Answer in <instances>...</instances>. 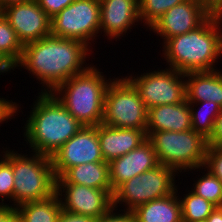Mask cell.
Returning a JSON list of instances; mask_svg holds the SVG:
<instances>
[{
    "mask_svg": "<svg viewBox=\"0 0 222 222\" xmlns=\"http://www.w3.org/2000/svg\"><path fill=\"white\" fill-rule=\"evenodd\" d=\"M91 52L92 49L83 42L50 34L24 45L14 69L30 71L28 73L33 78L41 81V92L51 93L58 85L91 66L86 63Z\"/></svg>",
    "mask_w": 222,
    "mask_h": 222,
    "instance_id": "obj_1",
    "label": "cell"
},
{
    "mask_svg": "<svg viewBox=\"0 0 222 222\" xmlns=\"http://www.w3.org/2000/svg\"><path fill=\"white\" fill-rule=\"evenodd\" d=\"M222 18L208 17L196 29L166 40L162 56L181 73L216 70L222 55ZM220 57V58H219Z\"/></svg>",
    "mask_w": 222,
    "mask_h": 222,
    "instance_id": "obj_2",
    "label": "cell"
},
{
    "mask_svg": "<svg viewBox=\"0 0 222 222\" xmlns=\"http://www.w3.org/2000/svg\"><path fill=\"white\" fill-rule=\"evenodd\" d=\"M24 124V139L31 152L52 157L83 125L52 93L39 92Z\"/></svg>",
    "mask_w": 222,
    "mask_h": 222,
    "instance_id": "obj_3",
    "label": "cell"
},
{
    "mask_svg": "<svg viewBox=\"0 0 222 222\" xmlns=\"http://www.w3.org/2000/svg\"><path fill=\"white\" fill-rule=\"evenodd\" d=\"M93 64L83 73L58 85L51 93L83 126H98L103 121L104 102L112 78L107 80Z\"/></svg>",
    "mask_w": 222,
    "mask_h": 222,
    "instance_id": "obj_4",
    "label": "cell"
},
{
    "mask_svg": "<svg viewBox=\"0 0 222 222\" xmlns=\"http://www.w3.org/2000/svg\"><path fill=\"white\" fill-rule=\"evenodd\" d=\"M14 175L13 203L18 207L26 202L42 201L52 197L56 190V177L51 157L32 152L30 155L12 150Z\"/></svg>",
    "mask_w": 222,
    "mask_h": 222,
    "instance_id": "obj_5",
    "label": "cell"
},
{
    "mask_svg": "<svg viewBox=\"0 0 222 222\" xmlns=\"http://www.w3.org/2000/svg\"><path fill=\"white\" fill-rule=\"evenodd\" d=\"M146 134L153 145L159 164L172 168L178 174L183 170L200 171L204 166L207 139L194 130L157 131Z\"/></svg>",
    "mask_w": 222,
    "mask_h": 222,
    "instance_id": "obj_6",
    "label": "cell"
},
{
    "mask_svg": "<svg viewBox=\"0 0 222 222\" xmlns=\"http://www.w3.org/2000/svg\"><path fill=\"white\" fill-rule=\"evenodd\" d=\"M148 110L134 86L124 77L113 78L104 102L102 124L115 128L146 129Z\"/></svg>",
    "mask_w": 222,
    "mask_h": 222,
    "instance_id": "obj_7",
    "label": "cell"
},
{
    "mask_svg": "<svg viewBox=\"0 0 222 222\" xmlns=\"http://www.w3.org/2000/svg\"><path fill=\"white\" fill-rule=\"evenodd\" d=\"M177 174L172 168L159 164L134 176L114 192L113 207L126 206L123 211H133L141 204L172 194L176 190Z\"/></svg>",
    "mask_w": 222,
    "mask_h": 222,
    "instance_id": "obj_8",
    "label": "cell"
},
{
    "mask_svg": "<svg viewBox=\"0 0 222 222\" xmlns=\"http://www.w3.org/2000/svg\"><path fill=\"white\" fill-rule=\"evenodd\" d=\"M51 34L86 44L100 33V0H75L51 18Z\"/></svg>",
    "mask_w": 222,
    "mask_h": 222,
    "instance_id": "obj_9",
    "label": "cell"
},
{
    "mask_svg": "<svg viewBox=\"0 0 222 222\" xmlns=\"http://www.w3.org/2000/svg\"><path fill=\"white\" fill-rule=\"evenodd\" d=\"M139 75V76H138ZM125 78L137 90L148 109L154 106L178 104L186 100L185 74L166 67L143 74H128Z\"/></svg>",
    "mask_w": 222,
    "mask_h": 222,
    "instance_id": "obj_10",
    "label": "cell"
},
{
    "mask_svg": "<svg viewBox=\"0 0 222 222\" xmlns=\"http://www.w3.org/2000/svg\"><path fill=\"white\" fill-rule=\"evenodd\" d=\"M51 161L56 178L73 166L104 161L98 126H83L53 154Z\"/></svg>",
    "mask_w": 222,
    "mask_h": 222,
    "instance_id": "obj_11",
    "label": "cell"
},
{
    "mask_svg": "<svg viewBox=\"0 0 222 222\" xmlns=\"http://www.w3.org/2000/svg\"><path fill=\"white\" fill-rule=\"evenodd\" d=\"M55 193L62 209L70 213L98 219L113 207L112 190L91 188L75 183H56Z\"/></svg>",
    "mask_w": 222,
    "mask_h": 222,
    "instance_id": "obj_12",
    "label": "cell"
},
{
    "mask_svg": "<svg viewBox=\"0 0 222 222\" xmlns=\"http://www.w3.org/2000/svg\"><path fill=\"white\" fill-rule=\"evenodd\" d=\"M1 13L23 46L51 34V18L36 0L7 6Z\"/></svg>",
    "mask_w": 222,
    "mask_h": 222,
    "instance_id": "obj_13",
    "label": "cell"
},
{
    "mask_svg": "<svg viewBox=\"0 0 222 222\" xmlns=\"http://www.w3.org/2000/svg\"><path fill=\"white\" fill-rule=\"evenodd\" d=\"M208 17L197 0H186L166 11L149 30L160 36L164 43L176 35L196 29Z\"/></svg>",
    "mask_w": 222,
    "mask_h": 222,
    "instance_id": "obj_14",
    "label": "cell"
},
{
    "mask_svg": "<svg viewBox=\"0 0 222 222\" xmlns=\"http://www.w3.org/2000/svg\"><path fill=\"white\" fill-rule=\"evenodd\" d=\"M139 21L138 0H100V35L108 40L117 41Z\"/></svg>",
    "mask_w": 222,
    "mask_h": 222,
    "instance_id": "obj_15",
    "label": "cell"
},
{
    "mask_svg": "<svg viewBox=\"0 0 222 222\" xmlns=\"http://www.w3.org/2000/svg\"><path fill=\"white\" fill-rule=\"evenodd\" d=\"M151 141L147 138L137 148L109 163L110 183L114 192L126 181L158 166Z\"/></svg>",
    "mask_w": 222,
    "mask_h": 222,
    "instance_id": "obj_16",
    "label": "cell"
},
{
    "mask_svg": "<svg viewBox=\"0 0 222 222\" xmlns=\"http://www.w3.org/2000/svg\"><path fill=\"white\" fill-rule=\"evenodd\" d=\"M98 138L104 161L110 163L137 148L147 139V134L146 129L115 128L101 123Z\"/></svg>",
    "mask_w": 222,
    "mask_h": 222,
    "instance_id": "obj_17",
    "label": "cell"
},
{
    "mask_svg": "<svg viewBox=\"0 0 222 222\" xmlns=\"http://www.w3.org/2000/svg\"><path fill=\"white\" fill-rule=\"evenodd\" d=\"M191 129V111L186 100L178 104L154 106L148 109L146 132H182Z\"/></svg>",
    "mask_w": 222,
    "mask_h": 222,
    "instance_id": "obj_18",
    "label": "cell"
},
{
    "mask_svg": "<svg viewBox=\"0 0 222 222\" xmlns=\"http://www.w3.org/2000/svg\"><path fill=\"white\" fill-rule=\"evenodd\" d=\"M185 93L188 103L213 101L222 108V71L186 73Z\"/></svg>",
    "mask_w": 222,
    "mask_h": 222,
    "instance_id": "obj_19",
    "label": "cell"
},
{
    "mask_svg": "<svg viewBox=\"0 0 222 222\" xmlns=\"http://www.w3.org/2000/svg\"><path fill=\"white\" fill-rule=\"evenodd\" d=\"M177 187L168 196L137 206L132 211L135 222H183Z\"/></svg>",
    "mask_w": 222,
    "mask_h": 222,
    "instance_id": "obj_20",
    "label": "cell"
},
{
    "mask_svg": "<svg viewBox=\"0 0 222 222\" xmlns=\"http://www.w3.org/2000/svg\"><path fill=\"white\" fill-rule=\"evenodd\" d=\"M56 183H75L91 188L112 190L109 163L102 161L73 166L56 178Z\"/></svg>",
    "mask_w": 222,
    "mask_h": 222,
    "instance_id": "obj_21",
    "label": "cell"
},
{
    "mask_svg": "<svg viewBox=\"0 0 222 222\" xmlns=\"http://www.w3.org/2000/svg\"><path fill=\"white\" fill-rule=\"evenodd\" d=\"M21 222H57L62 211L56 194L52 197L34 202H26L16 207Z\"/></svg>",
    "mask_w": 222,
    "mask_h": 222,
    "instance_id": "obj_22",
    "label": "cell"
},
{
    "mask_svg": "<svg viewBox=\"0 0 222 222\" xmlns=\"http://www.w3.org/2000/svg\"><path fill=\"white\" fill-rule=\"evenodd\" d=\"M188 104L191 111L192 130L202 135L205 139H208L212 133L214 122L221 110V107L213 101ZM198 105L200 107L196 110Z\"/></svg>",
    "mask_w": 222,
    "mask_h": 222,
    "instance_id": "obj_23",
    "label": "cell"
},
{
    "mask_svg": "<svg viewBox=\"0 0 222 222\" xmlns=\"http://www.w3.org/2000/svg\"><path fill=\"white\" fill-rule=\"evenodd\" d=\"M178 198L181 204L183 222H199L207 220L208 216L214 211L216 206L203 197L188 190L183 197H180L177 190Z\"/></svg>",
    "mask_w": 222,
    "mask_h": 222,
    "instance_id": "obj_24",
    "label": "cell"
},
{
    "mask_svg": "<svg viewBox=\"0 0 222 222\" xmlns=\"http://www.w3.org/2000/svg\"><path fill=\"white\" fill-rule=\"evenodd\" d=\"M23 45L19 41L15 30L10 26L7 19L0 14V55L3 56L13 67L19 62Z\"/></svg>",
    "mask_w": 222,
    "mask_h": 222,
    "instance_id": "obj_25",
    "label": "cell"
},
{
    "mask_svg": "<svg viewBox=\"0 0 222 222\" xmlns=\"http://www.w3.org/2000/svg\"><path fill=\"white\" fill-rule=\"evenodd\" d=\"M203 169L206 173L203 172L202 178H197L190 189L216 207H222V182L204 166Z\"/></svg>",
    "mask_w": 222,
    "mask_h": 222,
    "instance_id": "obj_26",
    "label": "cell"
},
{
    "mask_svg": "<svg viewBox=\"0 0 222 222\" xmlns=\"http://www.w3.org/2000/svg\"><path fill=\"white\" fill-rule=\"evenodd\" d=\"M186 0H138L139 18L147 29L166 11Z\"/></svg>",
    "mask_w": 222,
    "mask_h": 222,
    "instance_id": "obj_27",
    "label": "cell"
},
{
    "mask_svg": "<svg viewBox=\"0 0 222 222\" xmlns=\"http://www.w3.org/2000/svg\"><path fill=\"white\" fill-rule=\"evenodd\" d=\"M3 149L5 150V158L0 162V201H2L0 202V205L2 206L7 205V203H4V199H8L10 201L9 203H12L14 195L12 150H10L9 147Z\"/></svg>",
    "mask_w": 222,
    "mask_h": 222,
    "instance_id": "obj_28",
    "label": "cell"
},
{
    "mask_svg": "<svg viewBox=\"0 0 222 222\" xmlns=\"http://www.w3.org/2000/svg\"><path fill=\"white\" fill-rule=\"evenodd\" d=\"M204 167L222 182V148L208 146Z\"/></svg>",
    "mask_w": 222,
    "mask_h": 222,
    "instance_id": "obj_29",
    "label": "cell"
},
{
    "mask_svg": "<svg viewBox=\"0 0 222 222\" xmlns=\"http://www.w3.org/2000/svg\"><path fill=\"white\" fill-rule=\"evenodd\" d=\"M112 207L105 215L96 219V222H135V217L132 211ZM116 211V212H115ZM122 212V213H121Z\"/></svg>",
    "mask_w": 222,
    "mask_h": 222,
    "instance_id": "obj_30",
    "label": "cell"
},
{
    "mask_svg": "<svg viewBox=\"0 0 222 222\" xmlns=\"http://www.w3.org/2000/svg\"><path fill=\"white\" fill-rule=\"evenodd\" d=\"M44 12L52 18L75 0H36Z\"/></svg>",
    "mask_w": 222,
    "mask_h": 222,
    "instance_id": "obj_31",
    "label": "cell"
},
{
    "mask_svg": "<svg viewBox=\"0 0 222 222\" xmlns=\"http://www.w3.org/2000/svg\"><path fill=\"white\" fill-rule=\"evenodd\" d=\"M19 104L16 102H13L12 100H8L3 98H0V123H4V121L8 122L7 120H10L15 118L13 117L15 114H17L19 110Z\"/></svg>",
    "mask_w": 222,
    "mask_h": 222,
    "instance_id": "obj_32",
    "label": "cell"
},
{
    "mask_svg": "<svg viewBox=\"0 0 222 222\" xmlns=\"http://www.w3.org/2000/svg\"><path fill=\"white\" fill-rule=\"evenodd\" d=\"M209 17L222 18V0H197Z\"/></svg>",
    "mask_w": 222,
    "mask_h": 222,
    "instance_id": "obj_33",
    "label": "cell"
},
{
    "mask_svg": "<svg viewBox=\"0 0 222 222\" xmlns=\"http://www.w3.org/2000/svg\"><path fill=\"white\" fill-rule=\"evenodd\" d=\"M208 146L222 147V108L214 122L210 137L207 139Z\"/></svg>",
    "mask_w": 222,
    "mask_h": 222,
    "instance_id": "obj_34",
    "label": "cell"
},
{
    "mask_svg": "<svg viewBox=\"0 0 222 222\" xmlns=\"http://www.w3.org/2000/svg\"><path fill=\"white\" fill-rule=\"evenodd\" d=\"M57 222H96V219L90 216L70 213L62 209Z\"/></svg>",
    "mask_w": 222,
    "mask_h": 222,
    "instance_id": "obj_35",
    "label": "cell"
},
{
    "mask_svg": "<svg viewBox=\"0 0 222 222\" xmlns=\"http://www.w3.org/2000/svg\"><path fill=\"white\" fill-rule=\"evenodd\" d=\"M0 222H21L16 208L0 205Z\"/></svg>",
    "mask_w": 222,
    "mask_h": 222,
    "instance_id": "obj_36",
    "label": "cell"
},
{
    "mask_svg": "<svg viewBox=\"0 0 222 222\" xmlns=\"http://www.w3.org/2000/svg\"><path fill=\"white\" fill-rule=\"evenodd\" d=\"M207 222H222V207H216L208 216Z\"/></svg>",
    "mask_w": 222,
    "mask_h": 222,
    "instance_id": "obj_37",
    "label": "cell"
},
{
    "mask_svg": "<svg viewBox=\"0 0 222 222\" xmlns=\"http://www.w3.org/2000/svg\"><path fill=\"white\" fill-rule=\"evenodd\" d=\"M14 71V67L3 57L0 55V75L6 72Z\"/></svg>",
    "mask_w": 222,
    "mask_h": 222,
    "instance_id": "obj_38",
    "label": "cell"
},
{
    "mask_svg": "<svg viewBox=\"0 0 222 222\" xmlns=\"http://www.w3.org/2000/svg\"><path fill=\"white\" fill-rule=\"evenodd\" d=\"M32 0H0V9L13 5V4H19V3H26Z\"/></svg>",
    "mask_w": 222,
    "mask_h": 222,
    "instance_id": "obj_39",
    "label": "cell"
},
{
    "mask_svg": "<svg viewBox=\"0 0 222 222\" xmlns=\"http://www.w3.org/2000/svg\"><path fill=\"white\" fill-rule=\"evenodd\" d=\"M4 153V154H3ZM2 154V155H1ZM5 158V151L1 150V153H0V162Z\"/></svg>",
    "mask_w": 222,
    "mask_h": 222,
    "instance_id": "obj_40",
    "label": "cell"
}]
</instances>
